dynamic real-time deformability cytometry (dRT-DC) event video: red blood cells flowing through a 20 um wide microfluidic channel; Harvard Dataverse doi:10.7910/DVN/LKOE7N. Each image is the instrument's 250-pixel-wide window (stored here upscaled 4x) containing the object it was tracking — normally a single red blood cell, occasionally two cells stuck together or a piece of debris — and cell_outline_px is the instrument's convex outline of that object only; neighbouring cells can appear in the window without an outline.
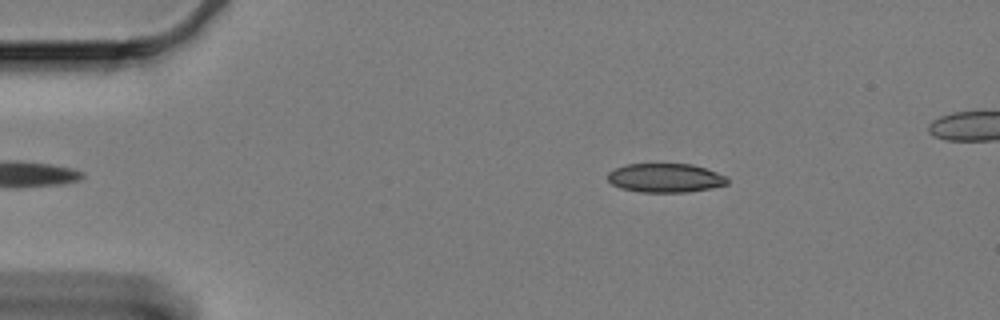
{"species": "Egyptian fruit bat (a non-hibernating species)", "species_latin": "Rousettus aegyptiacus", "temperature_condition": "cold", "stored_images_in_passage": 43, "camera_frame_rate_fps": 3000, "um_per_image_px": 0.085, "animal": {"sex": "female"}, "frame": {"image": 1, "passage_image": 2, "time_ms": 0.333, "image_size_px": [1000, 320], "cell_outline_px": [[728, 184], [712, 188], [688, 192], [640, 192], [620, 188], [612, 184], [608, 180], [608, 172], [624, 164], [692, 164], [728, 176]], "centroid_in_image_um": [56.56, 15.13], "position_along_channel_um": 28.4, "area_um2": 20.29}}
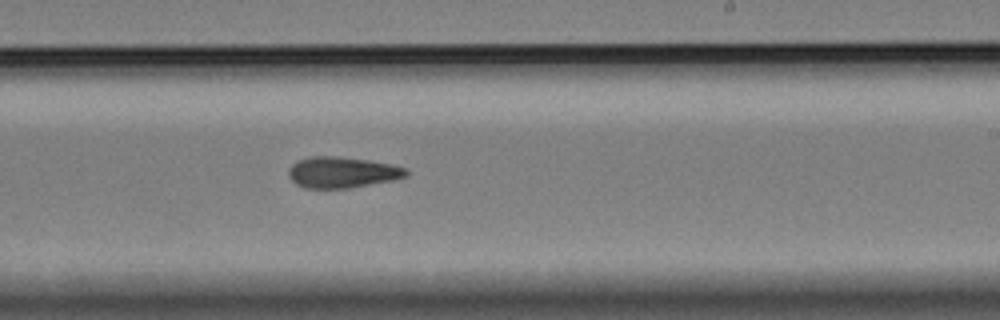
{"frame": {"image": 2, "passage_image": 28, "time_ms": 9.0, "image_size_px": [1000, 320], "cell_outline_px": [[408, 176], [392, 180], [348, 188], [304, 188], [296, 184], [288, 176], [288, 168], [292, 164], [300, 160], [312, 156], [336, 156], [368, 160], [392, 164], [404, 168], [408, 172]], "centroid_in_image_um": [29.06, 14.65], "position_along_channel_um": 259.9, "area_um2": 21.15}}
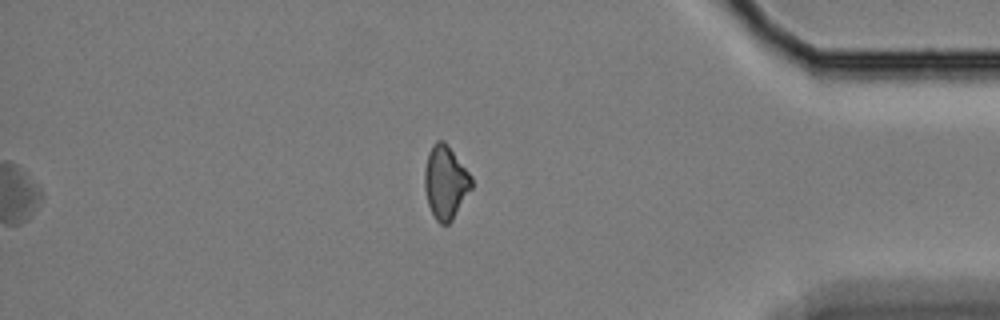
{"frame": {"image": 3, "passage_image": 43, "time_ms": 14.0, "image_size_px": [1000, 320], "cell_outline_px": [[472, 188], [452, 220], [448, 224], [440, 224], [436, 220], [428, 204], [424, 188], [424, 168], [428, 152], [432, 144], [436, 140], [444, 140], [448, 144], [472, 176]], "centroid_in_image_um": [37.86, 15.46], "position_along_channel_um": 397.3, "area_um2": 20.23}, "authors_computed_cell_mechanics": {"area_um2": 21.2126, "velocity_mm_per_s": 3.3206, "shape_relaxation_time_tau1_ms": null, "shape_relaxation_time_tau2_ms": 7.4765, "deformation_change_tau1": null, "deformation_change_tau2": 0.1396}}